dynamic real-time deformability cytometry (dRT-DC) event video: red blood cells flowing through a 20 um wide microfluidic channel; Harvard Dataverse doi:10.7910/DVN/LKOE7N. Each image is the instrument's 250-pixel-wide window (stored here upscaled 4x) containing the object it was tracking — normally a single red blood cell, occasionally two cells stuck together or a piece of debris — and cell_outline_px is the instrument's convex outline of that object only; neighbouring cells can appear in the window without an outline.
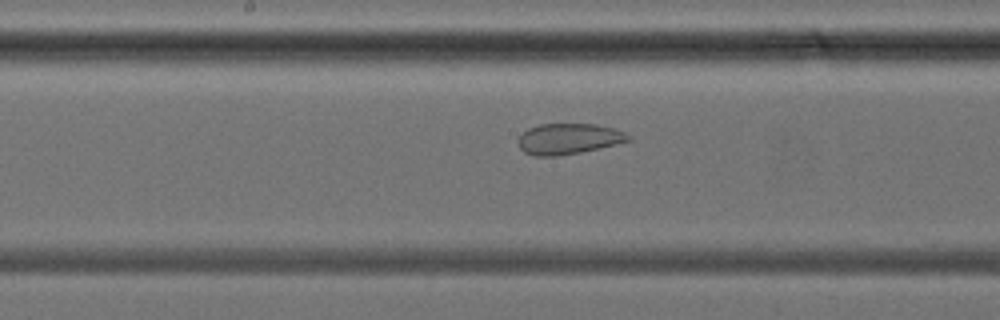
{"species": "common noctule bat (a hibernating species)", "species_latin": "Nyctalus noctula", "temperature_condition": "cold", "stored_images_in_passage": 39, "camera_frame_rate_fps": 3000, "um_per_image_px": 0.085, "animal": {"sex": "female", "body_mass_g": 24.6, "forearm_length_mm": 56.2}, "frame": {"image": 1, "passage_image": 20, "time_ms": 6.333, "image_size_px": [1000, 320], "cell_outline_px": [[632, 140], [580, 152], [556, 156], [536, 156], [524, 152], [520, 148], [520, 136], [528, 128], [540, 124], [596, 124], [612, 128], [624, 132], [632, 136]], "centroid_in_image_um": [48.35, 11.79], "position_along_channel_um": 199.9, "area_um2": 19.48}}
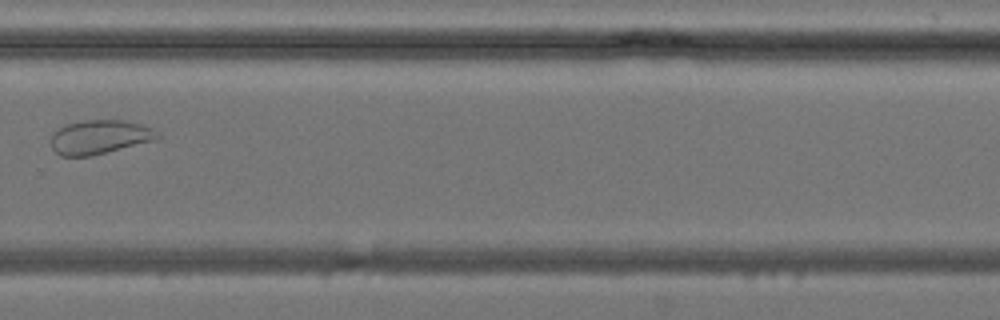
{"frame": {"image": 2, "passage_image": 27, "time_ms": 8.667, "image_size_px": [1000, 320], "cell_outline_px": [[160, 136], [156, 140], [92, 156], [60, 156], [52, 148], [52, 132], [68, 124], [80, 120], [120, 120], [144, 124], [160, 132]], "centroid_in_image_um": [8.51, 11.65], "position_along_channel_um": 321.3, "area_um2": 21.27}}
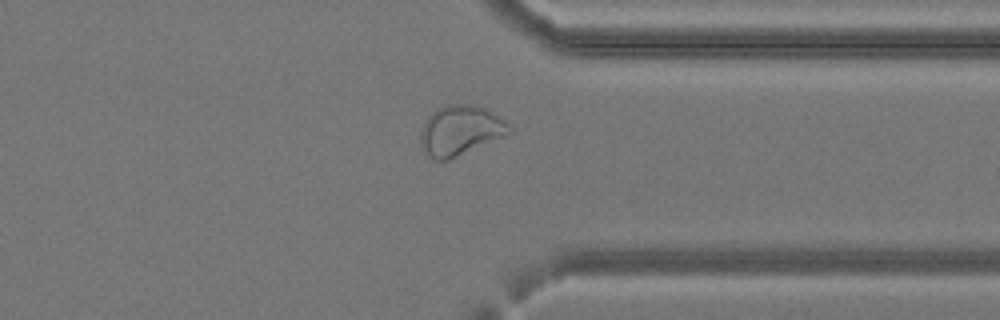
{"frame": {"image": 3, "passage_image": 30, "time_ms": 9.667, "image_size_px": [1000, 320], "cell_outline_px": [[512, 132], [508, 136], [448, 160], [436, 160], [428, 156], [420, 140], [420, 132], [428, 116], [432, 112], [448, 104], [476, 104], [488, 108], [504, 120], [512, 128]], "centroid_in_image_um": [39.19, 11.08], "position_along_channel_um": 372.2, "area_um2": 26.07}}